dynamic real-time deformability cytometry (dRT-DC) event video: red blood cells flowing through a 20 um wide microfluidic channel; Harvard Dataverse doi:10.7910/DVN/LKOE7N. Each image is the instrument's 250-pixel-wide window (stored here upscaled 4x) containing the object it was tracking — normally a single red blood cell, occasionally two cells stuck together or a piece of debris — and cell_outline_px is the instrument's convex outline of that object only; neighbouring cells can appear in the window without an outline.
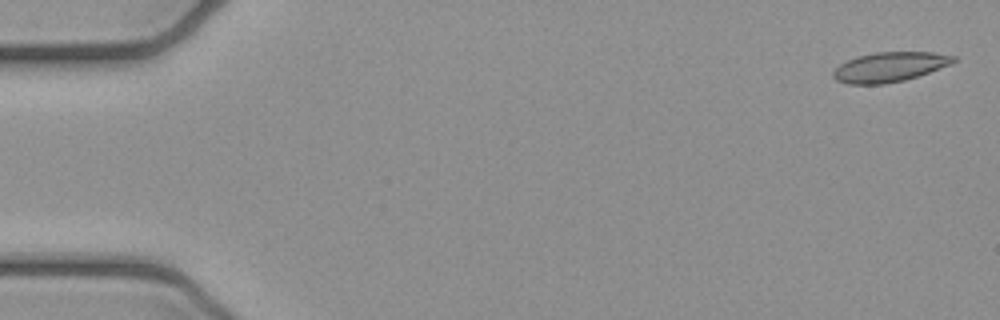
{"species": "common noctule bat (a hibernating species)", "species_latin": "Nyctalus noctula", "temperature_condition": "cold", "stored_images_in_passage": 7, "camera_frame_rate_fps": 3000, "um_per_image_px": 0.085, "animal": {"sex": "female", "body_mass_g": 21.9}, "frame": {"image": 1, "passage_image": 1, "time_ms": 0.0, "image_size_px": [1000, 320], "cell_outline_px": [[956, 60], [952, 64], [904, 80], [884, 84], [848, 84], [836, 80], [832, 76], [832, 72], [840, 64], [856, 56], [876, 52], [932, 52], [956, 56]], "centroid_in_image_um": [75.6, 5.69], "position_along_channel_um": 9.4, "area_um2": 20.75}}
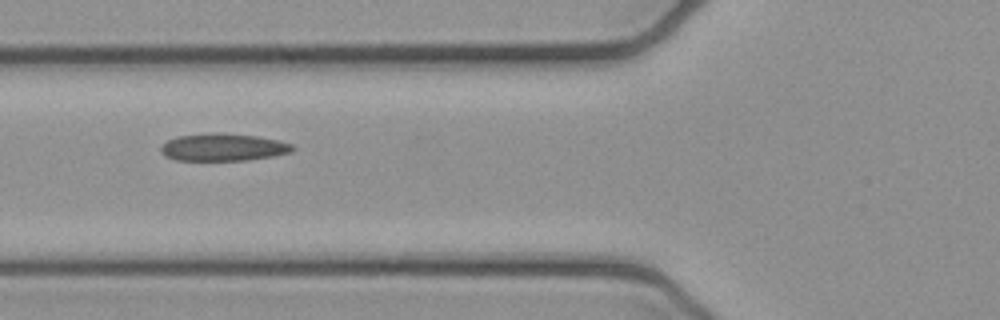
{"frame": {"image": 2, "passage_image": 6, "time_ms": 1.667, "image_size_px": [1000, 320], "cell_outline_px": [[296, 148], [292, 152], [272, 156], [248, 160], [172, 160], [164, 156], [160, 152], [160, 148], [168, 140], [176, 136], [220, 132], [256, 136], [280, 140], [292, 144]], "centroid_in_image_um": [18.97, 12.51], "position_along_channel_um": 106.8, "area_um2": 21.21}}
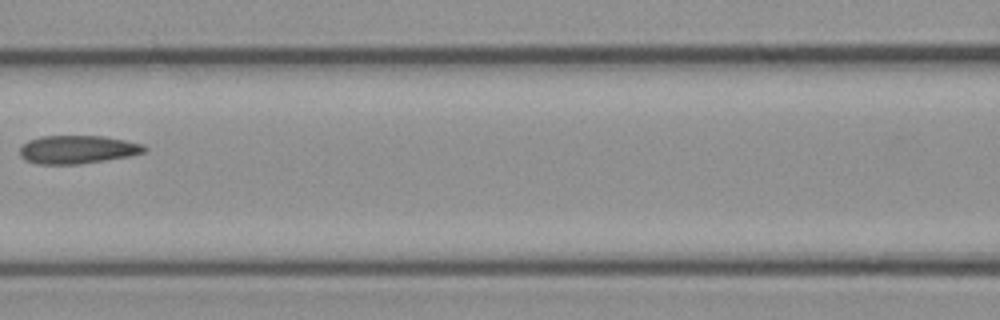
{"frame": {"image": 3, "passage_image": 7, "time_ms": 2.0, "image_size_px": [1000, 320], "cell_outline_px": [[148, 148], [144, 152], [128, 156], [80, 164], [36, 164], [24, 160], [20, 156], [20, 148], [28, 140], [40, 136], [104, 136], [144, 144]], "centroid_in_image_um": [6.56, 12.71], "position_along_channel_um": 160.0, "area_um2": 20.52}}